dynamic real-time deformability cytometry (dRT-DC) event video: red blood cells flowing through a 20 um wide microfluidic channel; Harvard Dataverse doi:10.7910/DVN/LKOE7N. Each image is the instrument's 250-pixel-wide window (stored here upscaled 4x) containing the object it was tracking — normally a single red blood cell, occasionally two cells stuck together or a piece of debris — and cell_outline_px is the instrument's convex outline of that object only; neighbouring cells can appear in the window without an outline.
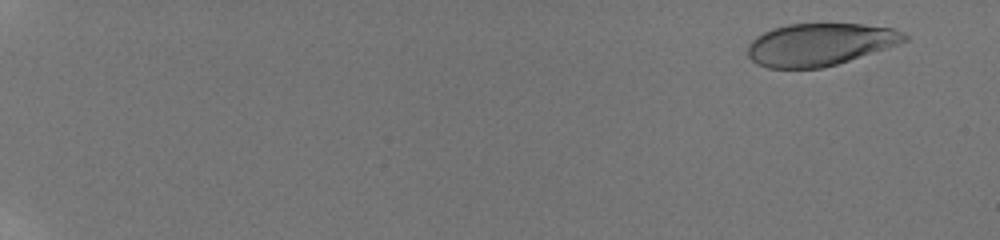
{"species": "human", "species_latin": "Homo sapiens", "temperature_condition": "room temperature", "stored_images_in_passage": 20, "camera_frame_rate_fps": 3000, "um_per_image_px": 0.085, "donor": {"sex": "male"}, "frame": {"image": 1, "passage_image": 4, "time_ms": 1.0, "image_size_px": [1000, 240], "cell_outline_px": [[908, 40], [836, 64], [820, 68], [768, 68], [756, 64], [748, 56], [748, 44], [756, 36], [772, 28], [788, 24], [864, 24], [892, 28], [904, 32], [908, 36]], "centroid_in_image_um": [69.64, 3.77], "position_along_channel_um": 15.4, "area_um2": 38.38}}
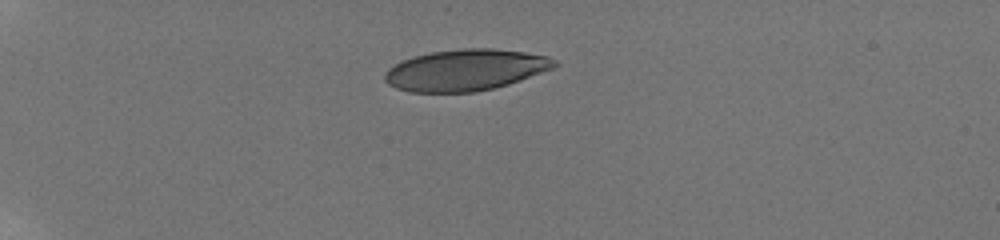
{"frame": {"image": 2, "passage_image": 11, "time_ms": 5.667, "image_size_px": [1000, 240], "cell_outline_px": [[556, 64], [552, 68], [520, 80], [508, 84], [476, 92], [408, 92], [396, 88], [388, 84], [384, 80], [384, 72], [388, 68], [412, 56], [432, 52], [464, 48], [492, 48], [524, 52], [548, 56], [556, 60]], "centroid_in_image_um": [39.53, 5.95], "position_along_channel_um": 45.5, "area_um2": 40.69}}
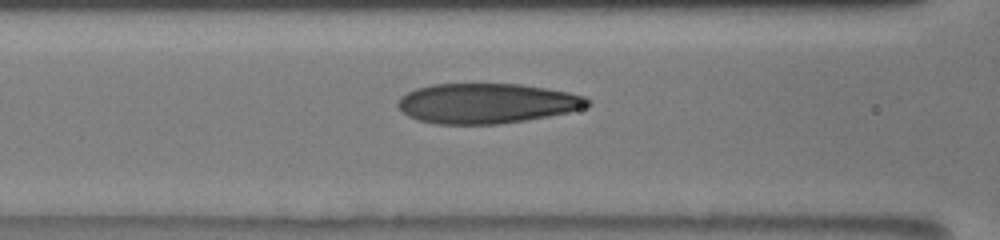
{"frame": {"image": 3, "passage_image": 18, "time_ms": 9.333, "image_size_px": [1000, 240], "cell_outline_px": [[592, 104], [568, 112], [548, 116], [500, 124], [436, 124], [416, 120], [408, 116], [396, 104], [400, 96], [416, 88], [432, 84], [520, 84], [568, 92], [584, 96]], "centroid_in_image_um": [41.32, 8.79], "position_along_channel_um": 125.3, "area_um2": 44.1}}